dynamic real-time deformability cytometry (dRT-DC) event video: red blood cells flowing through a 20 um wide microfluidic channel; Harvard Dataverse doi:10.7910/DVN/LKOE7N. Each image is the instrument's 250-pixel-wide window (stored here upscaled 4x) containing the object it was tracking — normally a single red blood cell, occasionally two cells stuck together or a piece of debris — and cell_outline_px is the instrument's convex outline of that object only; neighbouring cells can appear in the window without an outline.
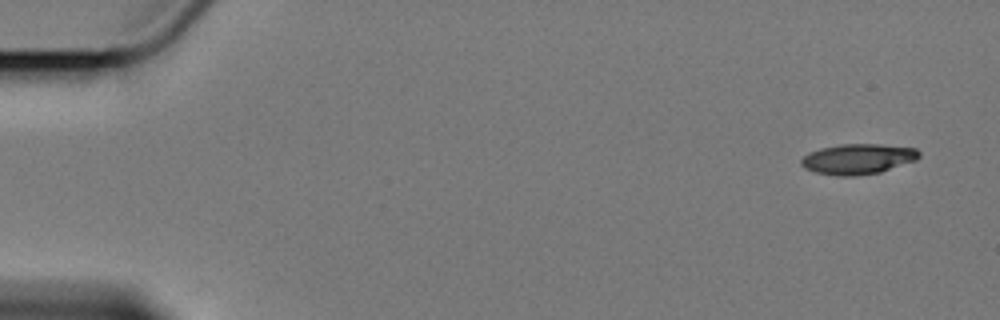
{"species": "Egyptian fruit bat (a non-hibernating species)", "species_latin": "Rousettus aegyptiacus", "temperature_condition": "cold", "stored_images_in_passage": 5, "camera_frame_rate_fps": 3000, "um_per_image_px": 0.085, "animal": {"sex": "female"}, "frame": {"image": 1, "passage_image": 1, "time_ms": 0.0, "image_size_px": [1000, 320], "cell_outline_px": [[920, 156], [916, 160], [880, 172], [856, 176], [836, 176], [816, 172], [804, 168], [800, 164], [800, 160], [808, 152], [820, 148], [840, 144], [880, 144], [916, 148], [920, 152]], "centroid_in_image_um": [72.9, 13.51], "position_along_channel_um": 12.1, "area_um2": 20.98}}
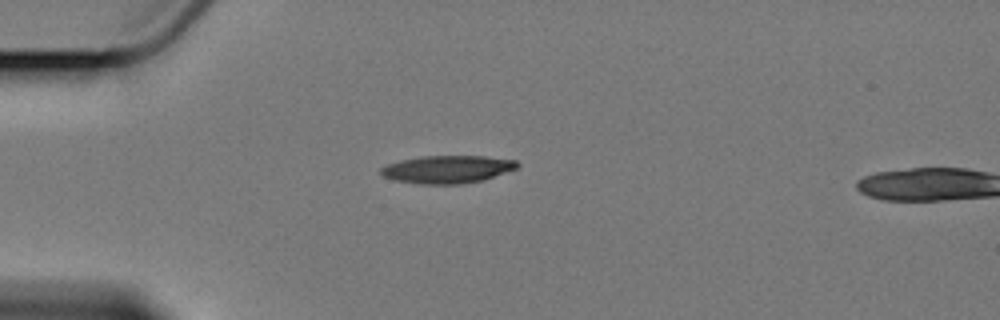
{"frame": {"image": 2, "passage_image": 4, "time_ms": 4.333, "image_size_px": [1000, 320], "cell_outline_px": [[520, 164], [516, 168], [484, 180], [460, 184], [424, 184], [396, 180], [384, 176], [380, 172], [380, 168], [388, 164], [400, 160], [420, 156], [484, 156], [516, 160]], "centroid_in_image_um": [38.04, 14.38], "position_along_channel_um": 47.0, "area_um2": 21.91}}